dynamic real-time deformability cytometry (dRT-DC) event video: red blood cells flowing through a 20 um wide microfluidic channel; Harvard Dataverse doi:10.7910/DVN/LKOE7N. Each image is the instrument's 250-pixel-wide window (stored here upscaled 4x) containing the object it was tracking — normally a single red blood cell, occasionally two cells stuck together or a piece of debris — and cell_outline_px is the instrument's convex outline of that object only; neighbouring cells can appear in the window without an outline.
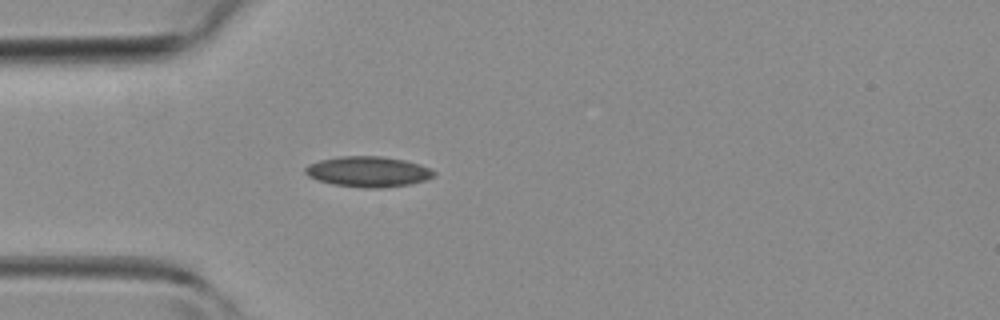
{"species": "common noctule bat (a hibernating species)", "species_latin": "Nyctalus noctula", "temperature_condition": "room temperature", "stored_images_in_passage": 33, "camera_frame_rate_fps": 3000, "um_per_image_px": 0.085, "animal": {"sex": "female", "body_mass_g": 19.3, "forearm_length_mm": 54.1}, "frame": {"image": 1, "passage_image": 1, "time_ms": 0.0, "image_size_px": [1000, 320], "cell_outline_px": [[436, 172], [432, 176], [424, 180], [408, 184], [380, 188], [364, 188], [332, 184], [316, 180], [308, 176], [304, 172], [304, 168], [308, 164], [320, 160], [340, 156], [384, 156], [404, 160], [420, 164], [432, 168]], "centroid_in_image_um": [31.26, 14.58], "position_along_channel_um": 53.7, "area_um2": 22.95}}
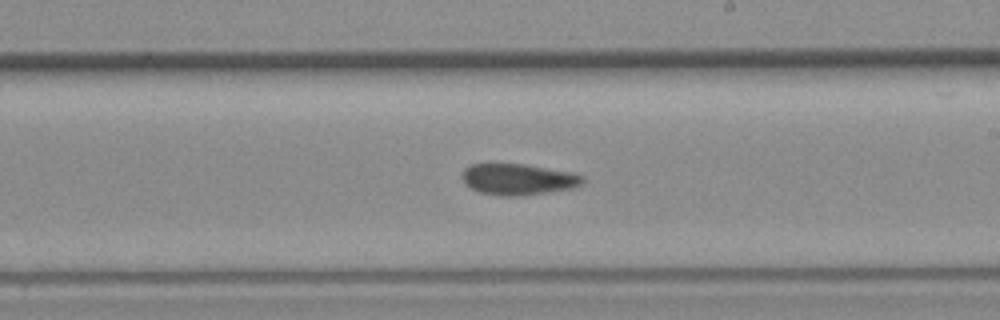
{"frame": {"image": 2, "passage_image": 14, "time_ms": 4.333, "image_size_px": [1000, 320], "cell_outline_px": [[584, 184], [572, 188], [524, 196], [500, 196], [480, 192], [464, 184], [460, 176], [464, 168], [472, 164], [524, 164], [572, 172], [584, 176]], "centroid_in_image_um": [44.04, 15.25], "position_along_channel_um": 245.0, "area_um2": 22.14}}
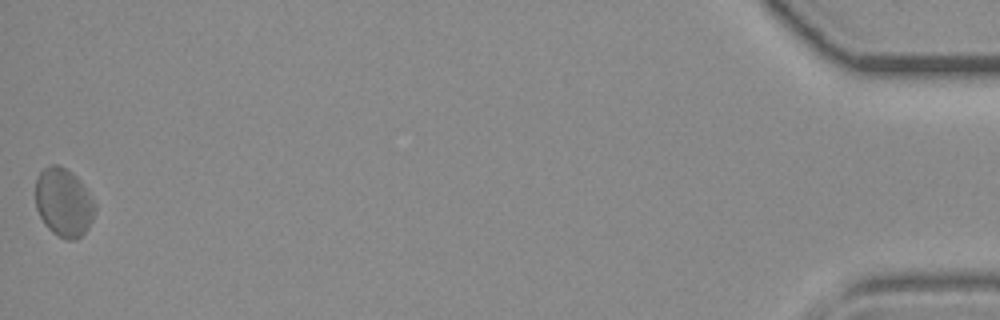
{"frame": {"image": 3, "passage_image": 33, "time_ms": 10.667, "image_size_px": [1000, 320], "cell_outline_px": [[96, 208], [92, 220], [88, 228], [76, 240], [68, 240], [52, 232], [44, 224], [36, 208], [36, 176], [48, 164], [60, 164], [72, 172], [76, 176], [88, 192], [96, 204]], "centroid_in_image_um": [5.4, 17.18], "position_along_channel_um": 429.8, "area_um2": 23.81}}